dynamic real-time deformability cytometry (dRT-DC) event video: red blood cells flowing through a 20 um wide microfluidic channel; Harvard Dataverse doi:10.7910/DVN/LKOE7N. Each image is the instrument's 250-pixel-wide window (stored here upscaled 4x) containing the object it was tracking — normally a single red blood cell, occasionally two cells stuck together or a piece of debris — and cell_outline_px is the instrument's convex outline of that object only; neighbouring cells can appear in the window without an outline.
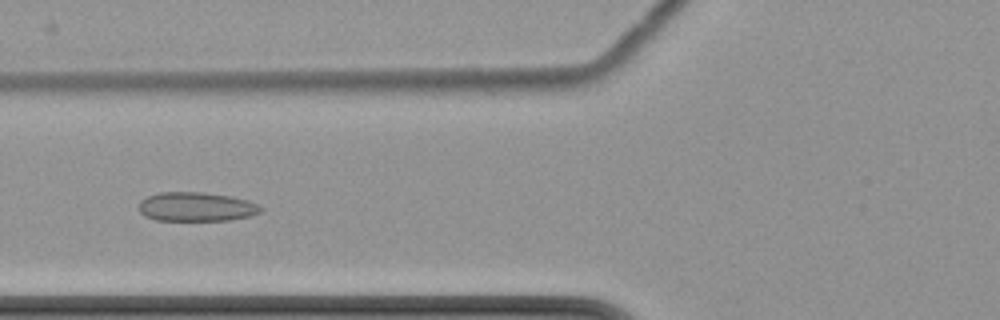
{"species": "common noctule bat (a hibernating species)", "species_latin": "Nyctalus noctula", "temperature_condition": "cold", "stored_images_in_passage": 9, "camera_frame_rate_fps": 3000, "um_per_image_px": 0.085, "animal": {"sex": "female", "body_mass_g": 22.7, "forearm_length_mm": 54.2}, "frame": {"image": 1, "passage_image": 6, "time_ms": 6.333, "image_size_px": [1000, 320], "cell_outline_px": [[264, 208], [260, 212], [252, 216], [228, 220], [156, 220], [144, 216], [136, 208], [140, 200], [148, 196], [160, 192], [200, 192], [232, 196], [248, 200]], "centroid_in_image_um": [16.66, 17.57], "position_along_channel_um": 109.1, "area_um2": 20.87}}
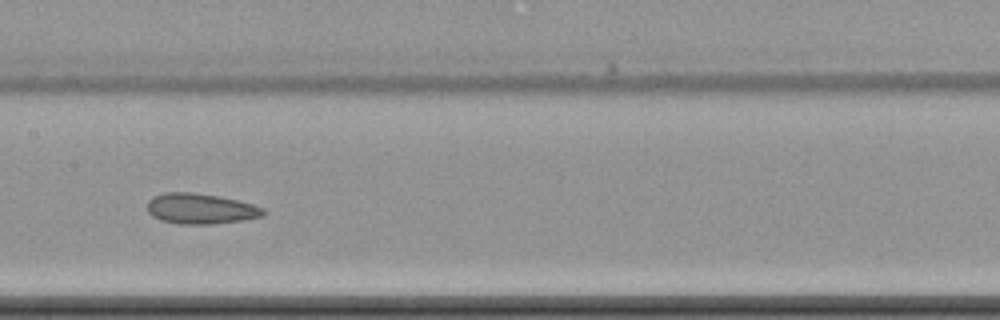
{"frame": {"image": 2, "passage_image": 8, "time_ms": 8.667, "image_size_px": [1000, 320], "cell_outline_px": [[268, 212], [264, 216], [240, 220], [212, 224], [180, 224], [160, 220], [152, 216], [148, 212], [148, 200], [152, 196], [164, 192], [192, 192], [220, 196], [252, 204], [264, 208]], "centroid_in_image_um": [17.04, 17.73], "position_along_channel_um": 190.4, "area_um2": 20.75}}
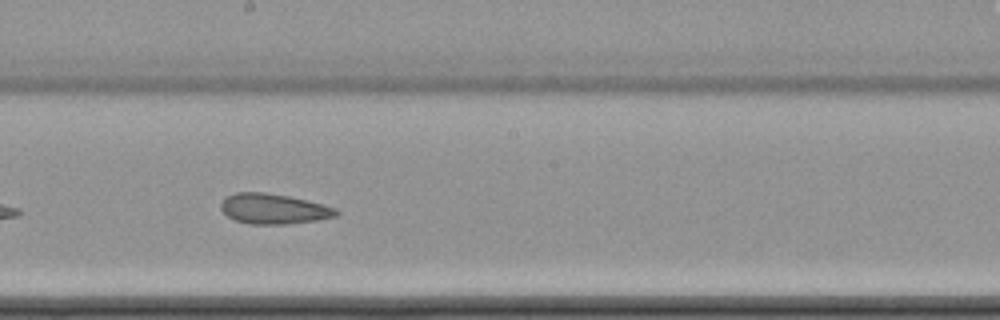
{"frame": {"image": 3, "passage_image": 9, "time_ms": 9.667, "image_size_px": [1000, 320], "cell_outline_px": [[340, 212], [336, 216], [316, 220], [288, 224], [252, 224], [236, 220], [228, 216], [220, 208], [220, 204], [228, 196], [236, 192], [264, 192], [288, 196], [336, 208]], "centroid_in_image_um": [23.25, 17.75], "position_along_channel_um": 225.0, "area_um2": 20.0}}